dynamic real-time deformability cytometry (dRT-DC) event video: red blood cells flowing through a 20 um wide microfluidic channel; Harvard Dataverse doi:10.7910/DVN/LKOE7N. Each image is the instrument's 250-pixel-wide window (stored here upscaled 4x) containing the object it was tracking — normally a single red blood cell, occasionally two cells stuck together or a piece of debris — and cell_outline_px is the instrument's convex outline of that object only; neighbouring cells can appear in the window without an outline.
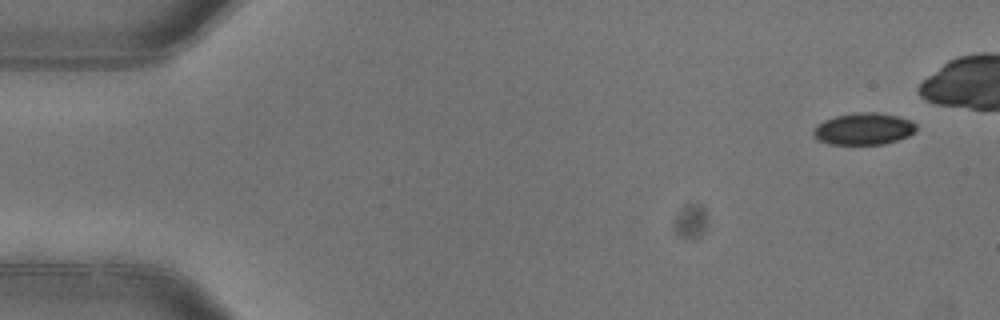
{"species": "common noctule bat (a hibernating species)", "species_latin": "Nyctalus noctula", "temperature_condition": "warm", "stored_images_in_passage": 5, "camera_frame_rate_fps": 3000, "um_per_image_px": 0.085, "animal": {"sex": "female"}, "frame": {"image": 1, "passage_image": 1, "time_ms": 0.0, "image_size_px": [1000, 320], "cell_outline_px": [[916, 128], [908, 136], [884, 144], [828, 144], [816, 140], [812, 136], [812, 128], [816, 124], [824, 120], [836, 116], [856, 112], [876, 112], [900, 116], [912, 120], [916, 124]], "centroid_in_image_um": [73.36, 10.95], "position_along_channel_um": 11.6, "area_um2": 19.36}}